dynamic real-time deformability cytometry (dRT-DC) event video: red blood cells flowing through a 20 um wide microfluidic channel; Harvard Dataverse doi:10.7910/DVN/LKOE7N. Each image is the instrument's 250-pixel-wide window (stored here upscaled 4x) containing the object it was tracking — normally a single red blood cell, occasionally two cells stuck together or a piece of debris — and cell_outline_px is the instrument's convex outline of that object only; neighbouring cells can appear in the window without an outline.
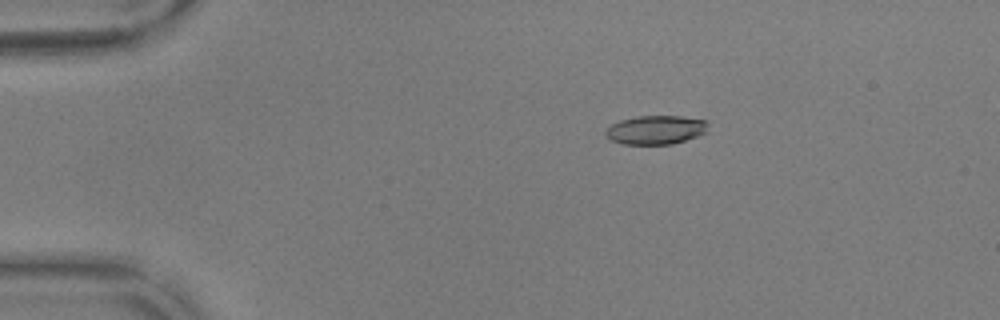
{"species": "common noctule bat (a hibernating species)", "species_latin": "Nyctalus noctula", "temperature_condition": "warm", "stored_images_in_passage": 40, "camera_frame_rate_fps": 3000, "um_per_image_px": 0.085, "animal": {"sex": "male", "body_mass_g": 17.9, "forearm_length_mm": 54.2}, "frame": {"image": 1, "passage_image": 1, "time_ms": 0.0, "image_size_px": [1000, 320], "cell_outline_px": [[708, 132], [672, 144], [620, 144], [612, 140], [604, 132], [612, 124], [620, 120], [636, 116], [680, 116], [708, 120]], "centroid_in_image_um": [55.77, 11.03], "position_along_channel_um": 29.2, "area_um2": 17.22}}
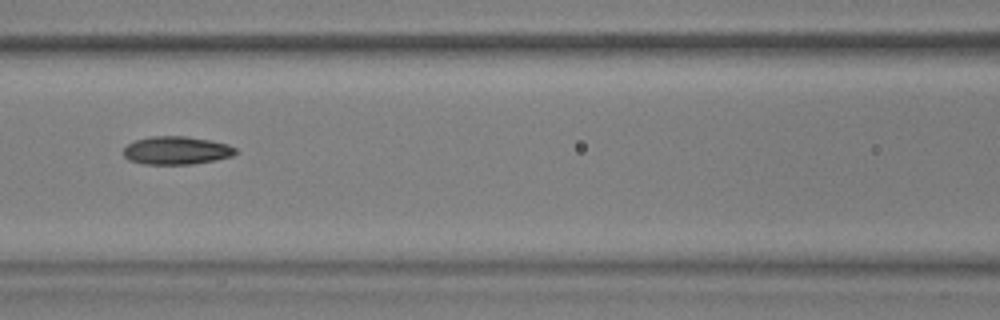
{"frame": {"image": 2, "passage_image": 16, "time_ms": 5.0, "image_size_px": [1000, 320], "cell_outline_px": [[236, 152], [232, 156], [216, 160], [192, 164], [144, 164], [128, 160], [124, 156], [124, 148], [128, 144], [136, 140], [152, 136], [184, 136], [208, 140], [228, 144], [236, 148]], "centroid_in_image_um": [14.99, 12.79], "position_along_channel_um": 151.6, "area_um2": 18.26}}
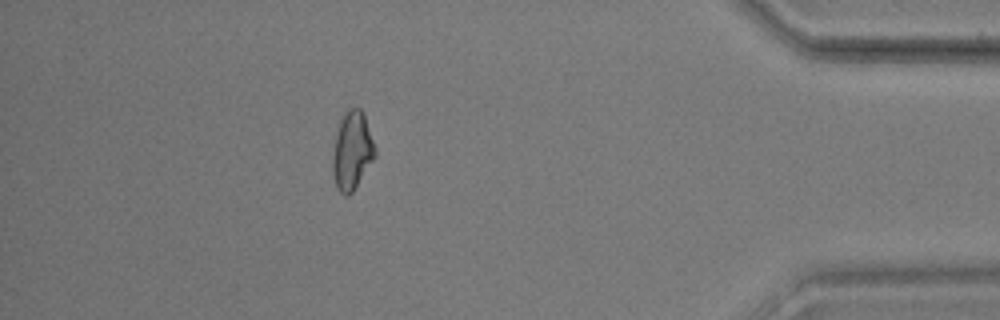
{"frame": {"image": 3, "passage_image": 40, "time_ms": 13.0, "image_size_px": [1000, 320], "cell_outline_px": [[376, 156], [352, 192], [348, 196], [344, 196], [336, 188], [332, 172], [332, 156], [336, 132], [340, 116], [348, 108], [360, 108], [364, 112], [376, 148]], "centroid_in_image_um": [29.92, 12.78], "position_along_channel_um": 405.3, "area_um2": 19.71}, "authors_computed_cell_mechanics": {"area_um2": 18.0047, "velocity_mm_per_s": 3.6967, "shape_relaxation_time_tau1_ms": 4.6398, "shape_relaxation_time_tau2_ms": 3.4151, "deformation_change_tau1": 0.1514, "deformation_change_tau2": 0.1022}}